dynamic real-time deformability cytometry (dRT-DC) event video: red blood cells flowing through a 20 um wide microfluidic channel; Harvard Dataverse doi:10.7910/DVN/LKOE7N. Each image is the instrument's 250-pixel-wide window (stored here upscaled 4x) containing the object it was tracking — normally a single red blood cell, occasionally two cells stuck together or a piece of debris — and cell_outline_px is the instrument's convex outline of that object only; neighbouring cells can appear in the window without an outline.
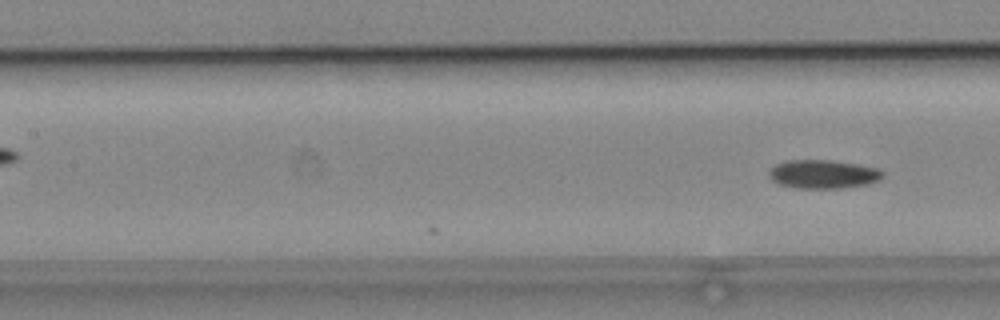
{"species": "common noctule bat (a hibernating species)", "species_latin": "Nyctalus noctula", "temperature_condition": "cold", "stored_images_in_passage": 5, "camera_frame_rate_fps": 3000, "um_per_image_px": 0.085, "animal": {"sex": "male", "body_mass_g": 19.2, "forearm_length_mm": 51.8}, "frame": {"image": 1, "passage_image": 5, "time_ms": 1.333, "image_size_px": [1000, 320], "cell_outline_px": [[884, 176], [880, 180], [868, 184], [840, 188], [796, 188], [780, 184], [772, 180], [768, 176], [768, 172], [776, 164], [784, 160], [832, 160], [856, 164], [876, 168], [884, 172]], "centroid_in_image_um": [69.96, 14.8], "position_along_channel_um": 137.4, "area_um2": 19.02}}